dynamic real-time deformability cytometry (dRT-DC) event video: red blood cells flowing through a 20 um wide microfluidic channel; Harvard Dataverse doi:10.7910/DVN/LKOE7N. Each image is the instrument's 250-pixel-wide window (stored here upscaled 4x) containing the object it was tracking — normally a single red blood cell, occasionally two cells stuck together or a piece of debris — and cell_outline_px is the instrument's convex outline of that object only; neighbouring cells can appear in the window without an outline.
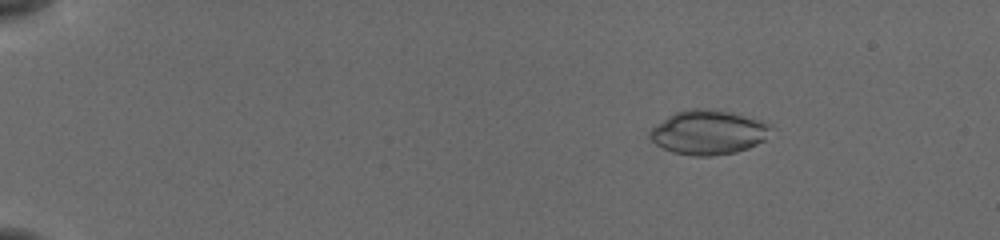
{"species": "common noctule bat (a hibernating species)", "species_latin": "Nyctalus noctula", "temperature_condition": "cold", "stored_images_in_passage": 56, "camera_frame_rate_fps": 3000, "um_per_image_px": 0.085, "animal": {"sex": "female", "body_mass_g": 19.5, "forearm_length_mm": 54.1}, "frame": {"image": 1, "passage_image": 9, "time_ms": 2.667, "image_size_px": [1000, 240], "cell_outline_px": [[772, 124], [764, 140], [748, 148], [736, 152], [712, 156], [692, 156], [672, 152], [656, 144], [648, 136], [648, 132], [656, 124], [668, 116], [676, 112], [688, 108], [708, 108], [728, 112], [760, 120]], "centroid_in_image_um": [60.17, 11.25], "position_along_channel_um": 24.8, "area_um2": 31.15}}
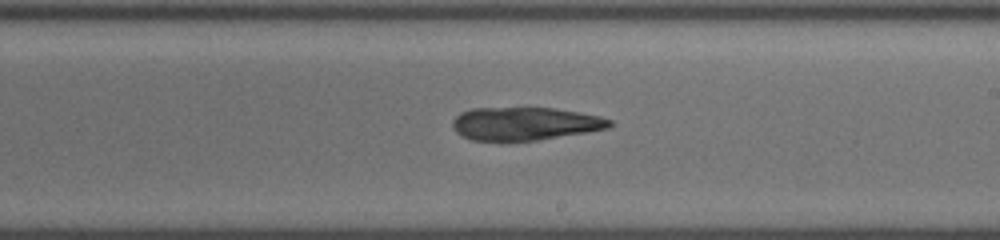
{"frame": {"image": 2, "passage_image": 35, "time_ms": 11.333, "image_size_px": [1000, 240], "cell_outline_px": [[612, 124], [608, 128], [588, 132], [540, 140], [472, 140], [456, 132], [452, 128], [452, 120], [460, 112], [472, 108], [552, 108], [600, 116], [612, 120]], "centroid_in_image_um": [44.61, 10.51], "position_along_channel_um": 244.4, "area_um2": 30.11}}
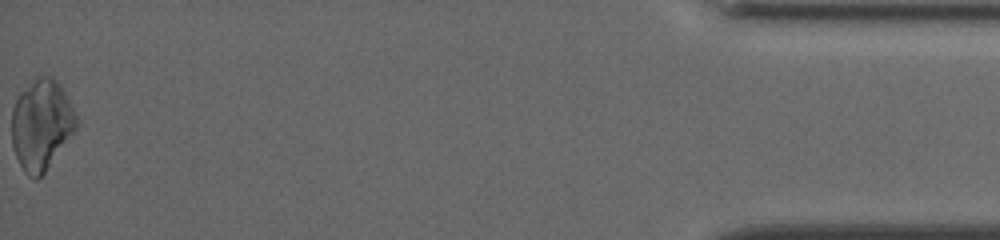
{"frame": {"image": 3, "passage_image": 56, "time_ms": 18.333, "image_size_px": [1000, 240], "cell_outline_px": [[76, 128], [44, 172], [36, 180], [28, 176], [24, 172], [16, 156], [12, 144], [12, 108], [20, 92], [40, 72], [52, 76], [56, 80], [64, 92], [76, 116]], "centroid_in_image_um": [3.48, 10.55], "position_along_channel_um": 431.7, "area_um2": 33.7}}